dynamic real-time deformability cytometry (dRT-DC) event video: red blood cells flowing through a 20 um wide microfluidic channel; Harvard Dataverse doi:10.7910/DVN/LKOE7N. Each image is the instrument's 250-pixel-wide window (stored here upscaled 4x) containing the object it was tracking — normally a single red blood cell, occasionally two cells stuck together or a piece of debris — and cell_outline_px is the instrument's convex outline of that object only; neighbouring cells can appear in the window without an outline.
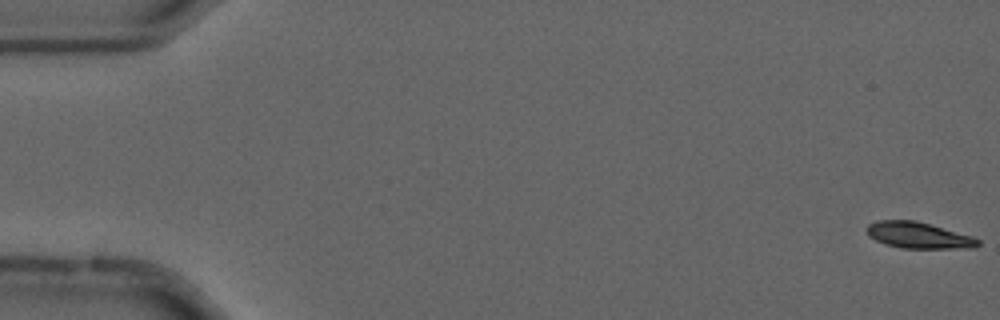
{"species": "common noctule bat (a hibernating species)", "species_latin": "Nyctalus noctula", "temperature_condition": "cold", "stored_images_in_passage": 56, "camera_frame_rate_fps": 3000, "um_per_image_px": 0.085, "animal": {"sex": "male", "forearm_length_mm": 52.5}, "frame": {"image": 1, "passage_image": 1, "time_ms": 0.0, "image_size_px": [1000, 320], "cell_outline_px": [[980, 244], [976, 248], [900, 248], [884, 244], [868, 236], [868, 224], [876, 220], [916, 220], [972, 236], [980, 240]], "centroid_in_image_um": [78.08, 20.0], "position_along_channel_um": 6.9, "area_um2": 17.05}}
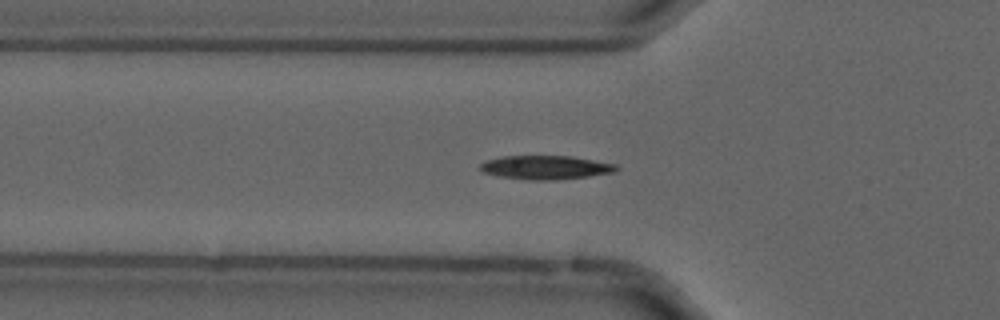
{"frame": {"image": 2, "passage_image": 19, "time_ms": 6.0, "image_size_px": [1000, 320], "cell_outline_px": [[620, 168], [616, 172], [588, 176], [556, 180], [528, 180], [496, 176], [484, 172], [480, 168], [480, 164], [484, 160], [504, 156], [572, 156], [616, 164]], "centroid_in_image_um": [46.38, 14.23], "position_along_channel_um": 79.4, "area_um2": 19.02}}
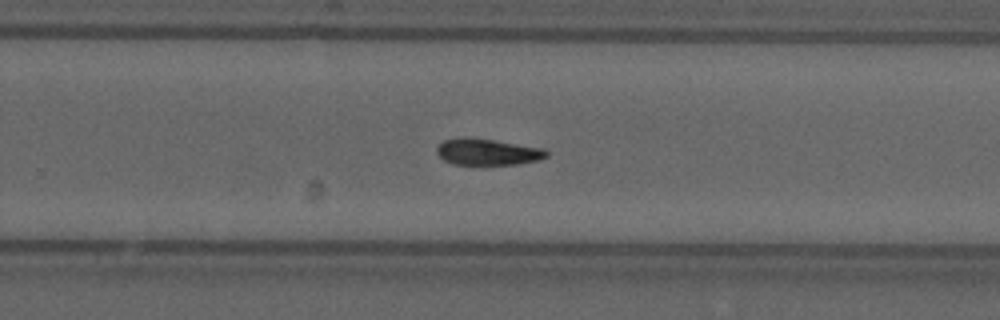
{"frame": {"image": 3, "passage_image": 36, "time_ms": 11.667, "image_size_px": [1000, 320], "cell_outline_px": [[548, 156], [540, 160], [516, 164], [452, 164], [444, 160], [436, 152], [436, 148], [444, 140], [492, 140], [544, 148], [548, 152]], "centroid_in_image_um": [41.51, 12.95], "position_along_channel_um": 288.3, "area_um2": 16.13}}